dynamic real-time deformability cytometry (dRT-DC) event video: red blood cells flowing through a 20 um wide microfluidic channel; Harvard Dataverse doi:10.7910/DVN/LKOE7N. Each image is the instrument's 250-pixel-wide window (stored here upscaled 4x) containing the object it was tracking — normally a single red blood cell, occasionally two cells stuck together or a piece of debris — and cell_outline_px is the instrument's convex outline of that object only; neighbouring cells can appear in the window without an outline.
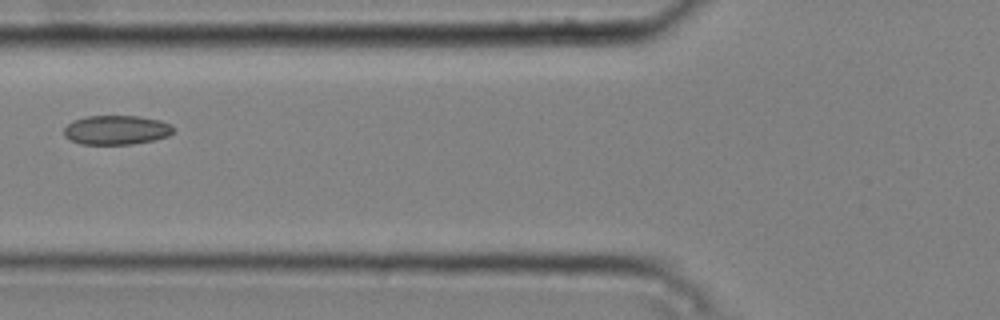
{"species": "common noctule bat (a hibernating species)", "species_latin": "Nyctalus noctula", "temperature_condition": "cold", "stored_images_in_passage": 7, "camera_frame_rate_fps": 3000, "um_per_image_px": 0.085, "animal": {"sex": "male", "body_mass_g": 20.4}, "frame": {"image": 1, "passage_image": 6, "time_ms": 1.667, "image_size_px": [1000, 320], "cell_outline_px": [[176, 128], [168, 136], [152, 140], [132, 144], [80, 144], [64, 136], [64, 128], [72, 120], [88, 116], [136, 116], [160, 120], [172, 124]], "centroid_in_image_um": [9.9, 11.04], "position_along_channel_um": 115.9, "area_um2": 18.67}}
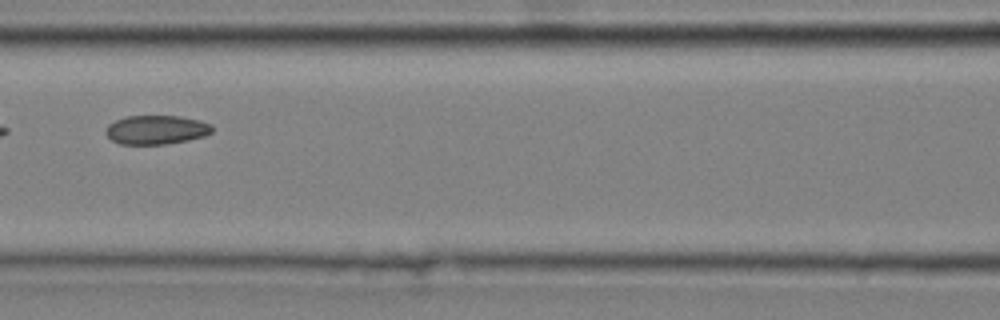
{"frame": {"image": 2, "passage_image": 7, "time_ms": 2.0, "image_size_px": [1000, 320], "cell_outline_px": [[212, 132], [204, 136], [188, 140], [164, 144], [120, 144], [112, 140], [104, 132], [108, 124], [124, 116], [180, 116], [200, 120], [212, 124]], "centroid_in_image_um": [13.28, 11.02], "position_along_channel_um": 153.3, "area_um2": 18.03}}